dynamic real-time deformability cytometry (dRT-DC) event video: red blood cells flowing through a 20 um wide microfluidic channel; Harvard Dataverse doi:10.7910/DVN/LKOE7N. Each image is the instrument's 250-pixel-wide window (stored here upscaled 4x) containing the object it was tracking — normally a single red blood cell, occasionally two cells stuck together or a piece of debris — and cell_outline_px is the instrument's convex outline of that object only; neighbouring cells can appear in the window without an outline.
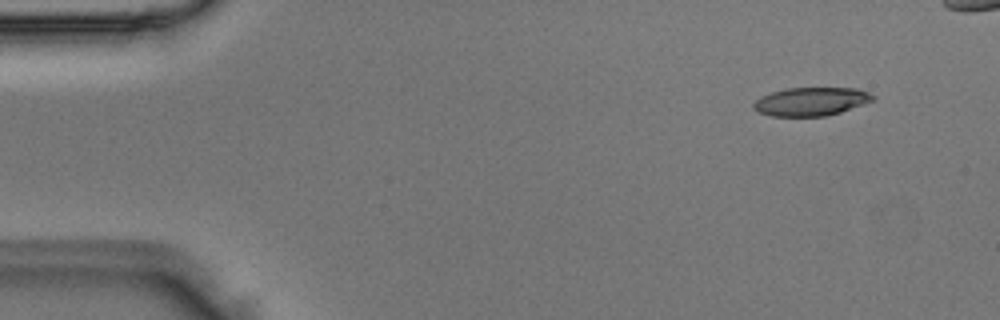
{"species": "Egyptian fruit bat (a non-hibernating species)", "species_latin": "Rousettus aegyptiacus", "temperature_condition": "room temperature", "stored_images_in_passage": 5, "camera_frame_rate_fps": 3000, "um_per_image_px": 0.085, "animal": {"sex": "male"}, "frame": {"image": 1, "passage_image": 1, "time_ms": 0.0, "image_size_px": [1000, 320], "cell_outline_px": [[876, 100], [828, 116], [772, 116], [760, 112], [752, 108], [752, 104], [760, 96], [772, 92], [788, 88], [860, 88], [876, 96]], "centroid_in_image_um": [68.97, 8.62], "position_along_channel_um": 16.0, "area_um2": 19.88}}